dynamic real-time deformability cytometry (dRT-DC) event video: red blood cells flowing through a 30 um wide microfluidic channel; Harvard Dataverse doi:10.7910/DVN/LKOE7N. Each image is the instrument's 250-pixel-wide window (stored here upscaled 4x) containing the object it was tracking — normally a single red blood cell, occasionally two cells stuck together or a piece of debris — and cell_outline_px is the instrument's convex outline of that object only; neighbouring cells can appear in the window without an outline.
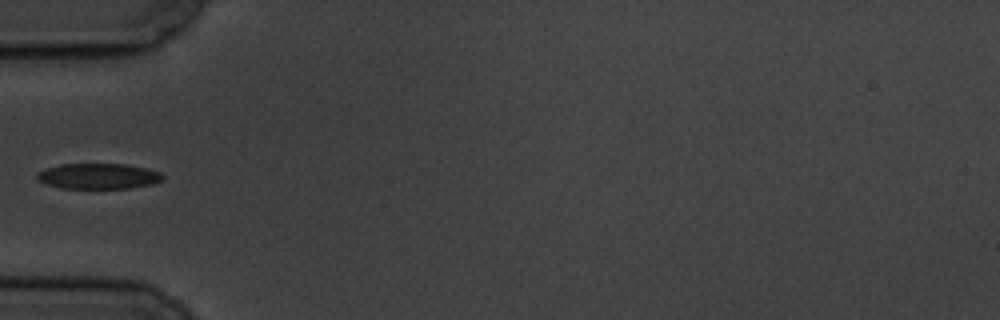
{"species": "common noctule bat (a hibernating species)", "species_latin": "Nyctalus noctula", "temperature_condition": "cold", "stored_images_in_passage": 6, "camera_frame_rate_fps": 3000, "um_per_image_px": 0.085, "animal": {"sex": "male", "body_mass_g": 19.5, "forearm_length_mm": 54.6}, "frame": {"image": 1, "passage_image": 6, "time_ms": 5.667, "image_size_px": [1000, 320], "cell_outline_px": [[164, 176], [160, 180], [152, 184], [128, 188], [60, 188], [48, 184], [40, 180], [36, 176], [36, 172], [60, 164], [124, 164], [144, 168], [160, 172]], "centroid_in_image_um": [8.35, 14.97], "position_along_channel_um": 76.7, "area_um2": 18.44}}